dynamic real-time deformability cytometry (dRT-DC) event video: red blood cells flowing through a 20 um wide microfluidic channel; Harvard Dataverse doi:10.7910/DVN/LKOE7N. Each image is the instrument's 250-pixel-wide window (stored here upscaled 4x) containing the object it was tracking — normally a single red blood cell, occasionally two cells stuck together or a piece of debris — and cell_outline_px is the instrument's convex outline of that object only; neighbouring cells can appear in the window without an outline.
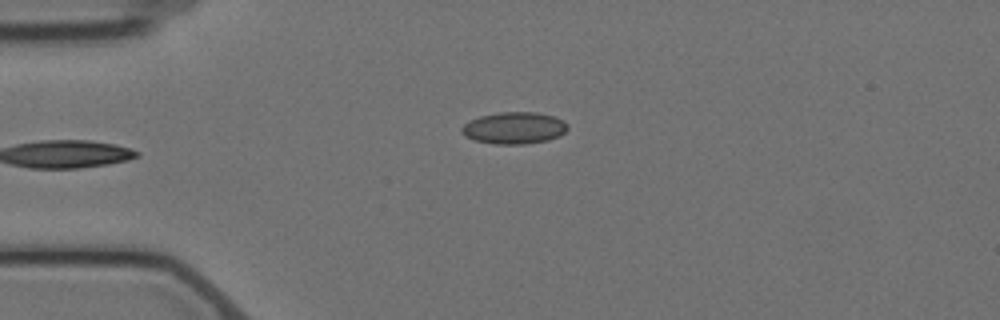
{"species": "Egyptian fruit bat (a non-hibernating species)", "species_latin": "Rousettus aegyptiacus", "temperature_condition": "cold", "stored_images_in_passage": 4, "camera_frame_rate_fps": 3000, "um_per_image_px": 0.085, "animal": {"sex": "female"}, "frame": {"image": 1, "passage_image": 4, "time_ms": 4.333, "image_size_px": [1000, 320], "cell_outline_px": [[568, 128], [560, 136], [548, 140], [524, 144], [496, 144], [472, 140], [464, 136], [460, 132], [460, 128], [468, 120], [480, 116], [500, 112], [536, 112], [556, 116], [564, 120], [568, 124]], "centroid_in_image_um": [43.69, 10.87], "position_along_channel_um": 41.3, "area_um2": 20.0}}